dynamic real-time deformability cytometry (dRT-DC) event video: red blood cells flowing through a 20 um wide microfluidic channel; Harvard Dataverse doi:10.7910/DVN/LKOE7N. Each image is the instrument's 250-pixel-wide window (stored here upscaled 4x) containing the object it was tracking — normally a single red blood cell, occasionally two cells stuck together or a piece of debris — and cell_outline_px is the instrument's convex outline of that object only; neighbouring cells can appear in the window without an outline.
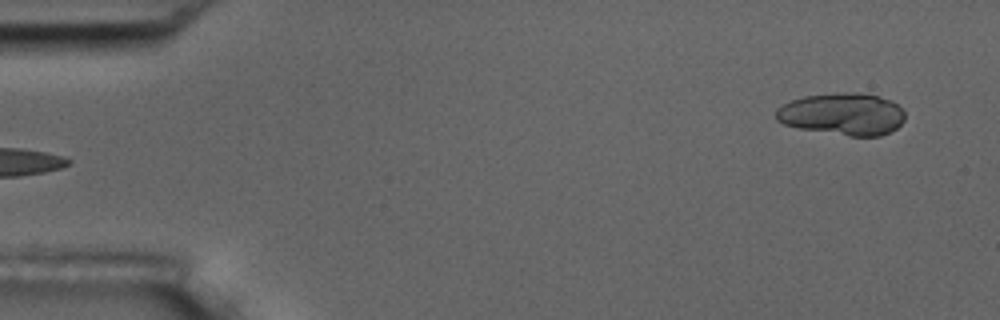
{"species": "common noctule bat (a hibernating species)", "species_latin": "Nyctalus noctula", "temperature_condition": "room temperature", "stored_images_in_passage": 4, "segment_of_instrument_passage": [2, 2], "camera_frame_rate_fps": 3000, "um_per_image_px": 0.085, "animal": {"sex": "male", "body_mass_g": 17.5, "forearm_length_mm": 52.3}, "frame": {"image": 1, "passage_image": 4, "time_ms": 1.0, "image_size_px": [1000, 320], "cell_outline_px": [[904, 120], [896, 128], [880, 136], [848, 136], [796, 128], [784, 124], [776, 120], [776, 108], [792, 100], [804, 96], [836, 92], [860, 92], [892, 100], [904, 112]], "centroid_in_image_um": [71.59, 9.69], "position_along_channel_um": 13.4, "area_um2": 31.85}}